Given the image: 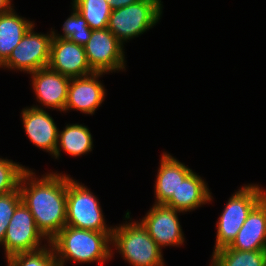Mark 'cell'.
<instances>
[{
  "label": "cell",
  "mask_w": 266,
  "mask_h": 266,
  "mask_svg": "<svg viewBox=\"0 0 266 266\" xmlns=\"http://www.w3.org/2000/svg\"><path fill=\"white\" fill-rule=\"evenodd\" d=\"M7 266H60L50 243L33 252H22L6 258Z\"/></svg>",
  "instance_id": "obj_23"
},
{
  "label": "cell",
  "mask_w": 266,
  "mask_h": 266,
  "mask_svg": "<svg viewBox=\"0 0 266 266\" xmlns=\"http://www.w3.org/2000/svg\"><path fill=\"white\" fill-rule=\"evenodd\" d=\"M227 247L239 251L266 250V196L251 210Z\"/></svg>",
  "instance_id": "obj_15"
},
{
  "label": "cell",
  "mask_w": 266,
  "mask_h": 266,
  "mask_svg": "<svg viewBox=\"0 0 266 266\" xmlns=\"http://www.w3.org/2000/svg\"><path fill=\"white\" fill-rule=\"evenodd\" d=\"M71 4L92 30L108 28L112 8L106 0H72Z\"/></svg>",
  "instance_id": "obj_21"
},
{
  "label": "cell",
  "mask_w": 266,
  "mask_h": 266,
  "mask_svg": "<svg viewBox=\"0 0 266 266\" xmlns=\"http://www.w3.org/2000/svg\"><path fill=\"white\" fill-rule=\"evenodd\" d=\"M84 50L87 62L94 72L109 74L125 71L124 45L108 28L93 30Z\"/></svg>",
  "instance_id": "obj_9"
},
{
  "label": "cell",
  "mask_w": 266,
  "mask_h": 266,
  "mask_svg": "<svg viewBox=\"0 0 266 266\" xmlns=\"http://www.w3.org/2000/svg\"><path fill=\"white\" fill-rule=\"evenodd\" d=\"M28 167L0 157V195L19 189V182Z\"/></svg>",
  "instance_id": "obj_24"
},
{
  "label": "cell",
  "mask_w": 266,
  "mask_h": 266,
  "mask_svg": "<svg viewBox=\"0 0 266 266\" xmlns=\"http://www.w3.org/2000/svg\"><path fill=\"white\" fill-rule=\"evenodd\" d=\"M112 232L78 229L66 225L49 243L60 266L73 261L76 264L99 262L112 259Z\"/></svg>",
  "instance_id": "obj_2"
},
{
  "label": "cell",
  "mask_w": 266,
  "mask_h": 266,
  "mask_svg": "<svg viewBox=\"0 0 266 266\" xmlns=\"http://www.w3.org/2000/svg\"><path fill=\"white\" fill-rule=\"evenodd\" d=\"M33 24V21L18 15L14 8L0 15V66Z\"/></svg>",
  "instance_id": "obj_18"
},
{
  "label": "cell",
  "mask_w": 266,
  "mask_h": 266,
  "mask_svg": "<svg viewBox=\"0 0 266 266\" xmlns=\"http://www.w3.org/2000/svg\"><path fill=\"white\" fill-rule=\"evenodd\" d=\"M22 203L20 190L0 195V247L3 244L9 221Z\"/></svg>",
  "instance_id": "obj_25"
},
{
  "label": "cell",
  "mask_w": 266,
  "mask_h": 266,
  "mask_svg": "<svg viewBox=\"0 0 266 266\" xmlns=\"http://www.w3.org/2000/svg\"><path fill=\"white\" fill-rule=\"evenodd\" d=\"M93 138L89 128L83 124H66L62 131H58V142L54 158L61 157V149L70 156H81L93 150Z\"/></svg>",
  "instance_id": "obj_19"
},
{
  "label": "cell",
  "mask_w": 266,
  "mask_h": 266,
  "mask_svg": "<svg viewBox=\"0 0 266 266\" xmlns=\"http://www.w3.org/2000/svg\"><path fill=\"white\" fill-rule=\"evenodd\" d=\"M180 211L164 204H153L146 215L138 220L159 247L184 245V233L180 225Z\"/></svg>",
  "instance_id": "obj_10"
},
{
  "label": "cell",
  "mask_w": 266,
  "mask_h": 266,
  "mask_svg": "<svg viewBox=\"0 0 266 266\" xmlns=\"http://www.w3.org/2000/svg\"><path fill=\"white\" fill-rule=\"evenodd\" d=\"M48 67L69 78L94 73L87 62L84 46L56 37L52 39Z\"/></svg>",
  "instance_id": "obj_13"
},
{
  "label": "cell",
  "mask_w": 266,
  "mask_h": 266,
  "mask_svg": "<svg viewBox=\"0 0 266 266\" xmlns=\"http://www.w3.org/2000/svg\"><path fill=\"white\" fill-rule=\"evenodd\" d=\"M41 176L28 168L20 179L19 190L37 229L50 241L66 226L67 174L52 171Z\"/></svg>",
  "instance_id": "obj_1"
},
{
  "label": "cell",
  "mask_w": 266,
  "mask_h": 266,
  "mask_svg": "<svg viewBox=\"0 0 266 266\" xmlns=\"http://www.w3.org/2000/svg\"><path fill=\"white\" fill-rule=\"evenodd\" d=\"M207 184L200 175L192 171L164 205L182 213L194 211L213 201L212 192Z\"/></svg>",
  "instance_id": "obj_16"
},
{
  "label": "cell",
  "mask_w": 266,
  "mask_h": 266,
  "mask_svg": "<svg viewBox=\"0 0 266 266\" xmlns=\"http://www.w3.org/2000/svg\"><path fill=\"white\" fill-rule=\"evenodd\" d=\"M21 111L23 127L29 141L37 148L48 152L53 158L59 129L52 116L46 110L31 106L25 107Z\"/></svg>",
  "instance_id": "obj_14"
},
{
  "label": "cell",
  "mask_w": 266,
  "mask_h": 266,
  "mask_svg": "<svg viewBox=\"0 0 266 266\" xmlns=\"http://www.w3.org/2000/svg\"><path fill=\"white\" fill-rule=\"evenodd\" d=\"M98 197L84 184L67 175L66 225L99 232H112Z\"/></svg>",
  "instance_id": "obj_6"
},
{
  "label": "cell",
  "mask_w": 266,
  "mask_h": 266,
  "mask_svg": "<svg viewBox=\"0 0 266 266\" xmlns=\"http://www.w3.org/2000/svg\"><path fill=\"white\" fill-rule=\"evenodd\" d=\"M162 3L161 0H139L112 10L108 29L124 45V42L141 36L159 22L163 13Z\"/></svg>",
  "instance_id": "obj_5"
},
{
  "label": "cell",
  "mask_w": 266,
  "mask_h": 266,
  "mask_svg": "<svg viewBox=\"0 0 266 266\" xmlns=\"http://www.w3.org/2000/svg\"><path fill=\"white\" fill-rule=\"evenodd\" d=\"M43 241L44 245H42ZM48 243L49 241L37 229L32 213L22 202L16 208L9 221L4 241L1 245L4 249L5 258L16 253L33 252L42 249Z\"/></svg>",
  "instance_id": "obj_8"
},
{
  "label": "cell",
  "mask_w": 266,
  "mask_h": 266,
  "mask_svg": "<svg viewBox=\"0 0 266 266\" xmlns=\"http://www.w3.org/2000/svg\"><path fill=\"white\" fill-rule=\"evenodd\" d=\"M228 199L216 222L214 250L229 246L236 238L251 210L266 196V190L259 184L239 187Z\"/></svg>",
  "instance_id": "obj_4"
},
{
  "label": "cell",
  "mask_w": 266,
  "mask_h": 266,
  "mask_svg": "<svg viewBox=\"0 0 266 266\" xmlns=\"http://www.w3.org/2000/svg\"><path fill=\"white\" fill-rule=\"evenodd\" d=\"M212 253L210 266H266V250L239 251L223 247Z\"/></svg>",
  "instance_id": "obj_20"
},
{
  "label": "cell",
  "mask_w": 266,
  "mask_h": 266,
  "mask_svg": "<svg viewBox=\"0 0 266 266\" xmlns=\"http://www.w3.org/2000/svg\"><path fill=\"white\" fill-rule=\"evenodd\" d=\"M30 74L32 90L37 102L42 105V108L40 105L31 107L43 110L51 108L64 113L71 78L57 73L49 67L41 68Z\"/></svg>",
  "instance_id": "obj_12"
},
{
  "label": "cell",
  "mask_w": 266,
  "mask_h": 266,
  "mask_svg": "<svg viewBox=\"0 0 266 266\" xmlns=\"http://www.w3.org/2000/svg\"><path fill=\"white\" fill-rule=\"evenodd\" d=\"M111 6L112 10L128 6L130 4L136 3L139 0H106Z\"/></svg>",
  "instance_id": "obj_26"
},
{
  "label": "cell",
  "mask_w": 266,
  "mask_h": 266,
  "mask_svg": "<svg viewBox=\"0 0 266 266\" xmlns=\"http://www.w3.org/2000/svg\"><path fill=\"white\" fill-rule=\"evenodd\" d=\"M35 24L26 32L20 43L12 50L8 59L0 66L4 70L21 71L30 74L41 68L48 67L52 28L47 34L34 31Z\"/></svg>",
  "instance_id": "obj_7"
},
{
  "label": "cell",
  "mask_w": 266,
  "mask_h": 266,
  "mask_svg": "<svg viewBox=\"0 0 266 266\" xmlns=\"http://www.w3.org/2000/svg\"><path fill=\"white\" fill-rule=\"evenodd\" d=\"M155 180L154 204H165L176 193L180 183L193 171L167 152H163Z\"/></svg>",
  "instance_id": "obj_17"
},
{
  "label": "cell",
  "mask_w": 266,
  "mask_h": 266,
  "mask_svg": "<svg viewBox=\"0 0 266 266\" xmlns=\"http://www.w3.org/2000/svg\"><path fill=\"white\" fill-rule=\"evenodd\" d=\"M126 212L124 219L130 220L113 227L112 257L116 249L132 266H164L162 249L138 220H132L131 212Z\"/></svg>",
  "instance_id": "obj_3"
},
{
  "label": "cell",
  "mask_w": 266,
  "mask_h": 266,
  "mask_svg": "<svg viewBox=\"0 0 266 266\" xmlns=\"http://www.w3.org/2000/svg\"><path fill=\"white\" fill-rule=\"evenodd\" d=\"M13 6L12 0H0V15L9 12Z\"/></svg>",
  "instance_id": "obj_27"
},
{
  "label": "cell",
  "mask_w": 266,
  "mask_h": 266,
  "mask_svg": "<svg viewBox=\"0 0 266 266\" xmlns=\"http://www.w3.org/2000/svg\"><path fill=\"white\" fill-rule=\"evenodd\" d=\"M105 74L108 73L94 72L84 77L71 78L64 112L76 110L93 115L105 101L106 89L99 80Z\"/></svg>",
  "instance_id": "obj_11"
},
{
  "label": "cell",
  "mask_w": 266,
  "mask_h": 266,
  "mask_svg": "<svg viewBox=\"0 0 266 266\" xmlns=\"http://www.w3.org/2000/svg\"><path fill=\"white\" fill-rule=\"evenodd\" d=\"M62 34H58L52 28L53 36L56 38L68 39L78 45L84 46L92 35V29L87 25V21L72 5V12L70 16L64 21L62 25Z\"/></svg>",
  "instance_id": "obj_22"
}]
</instances>
